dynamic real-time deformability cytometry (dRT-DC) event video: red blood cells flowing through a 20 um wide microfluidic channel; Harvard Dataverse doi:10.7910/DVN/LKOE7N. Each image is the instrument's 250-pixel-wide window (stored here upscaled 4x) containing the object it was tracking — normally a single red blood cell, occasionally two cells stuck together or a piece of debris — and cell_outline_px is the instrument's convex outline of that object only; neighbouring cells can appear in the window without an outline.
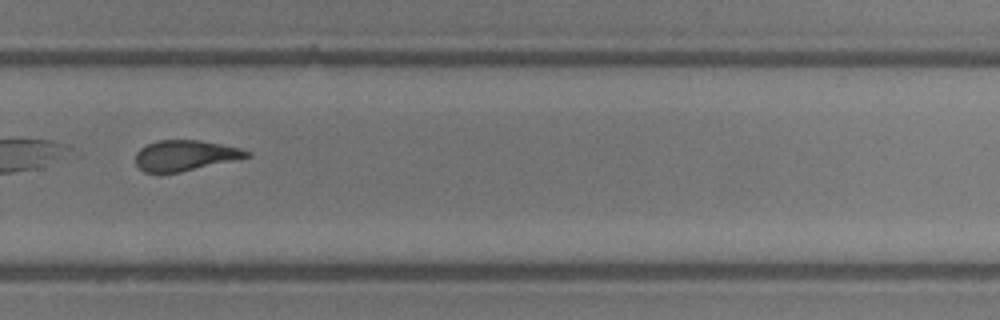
{"species": "common noctule bat (a hibernating species)", "species_latin": "Nyctalus noctula", "temperature_condition": "room temperature", "stored_images_in_passage": 22, "camera_frame_rate_fps": 3000, "um_per_image_px": 0.085, "animal": {"sex": "male", "body_mass_g": 13.3}, "frame": {"image": 1, "passage_image": 16, "time_ms": 5.0, "image_size_px": [1000, 320], "cell_outline_px": [[252, 156], [180, 172], [144, 172], [136, 164], [136, 152], [140, 148], [148, 144], [160, 140], [200, 140], [240, 148], [252, 152]], "centroid_in_image_um": [15.75, 13.21], "position_along_channel_um": 314.1, "area_um2": 19.59}}